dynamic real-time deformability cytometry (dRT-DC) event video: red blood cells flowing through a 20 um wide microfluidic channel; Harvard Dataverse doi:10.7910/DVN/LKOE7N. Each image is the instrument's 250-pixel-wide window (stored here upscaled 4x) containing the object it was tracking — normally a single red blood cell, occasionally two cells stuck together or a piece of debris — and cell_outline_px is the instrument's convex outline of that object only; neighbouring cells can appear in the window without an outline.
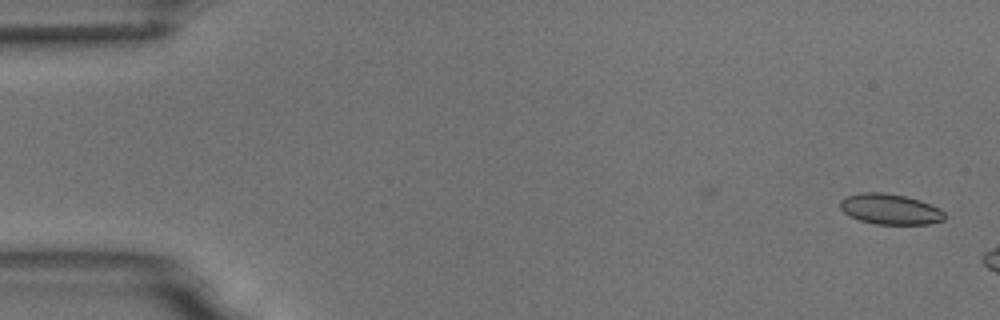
{"species": "common noctule bat (a hibernating species)", "species_latin": "Nyctalus noctula", "temperature_condition": "room temperature", "stored_images_in_passage": 2, "camera_frame_rate_fps": 3000, "um_per_image_px": 0.085, "animal": {"sex": "male", "body_mass_g": 18.8}, "frame": {"image": 1, "passage_image": 2, "time_ms": 1.0, "image_size_px": [1000, 320], "cell_outline_px": [[944, 220], [928, 224], [876, 224], [860, 220], [848, 216], [840, 208], [840, 200], [848, 196], [864, 192], [880, 192], [904, 196], [920, 200], [940, 208], [944, 212]], "centroid_in_image_um": [75.66, 17.78], "position_along_channel_um": 9.3, "area_um2": 18.5}}